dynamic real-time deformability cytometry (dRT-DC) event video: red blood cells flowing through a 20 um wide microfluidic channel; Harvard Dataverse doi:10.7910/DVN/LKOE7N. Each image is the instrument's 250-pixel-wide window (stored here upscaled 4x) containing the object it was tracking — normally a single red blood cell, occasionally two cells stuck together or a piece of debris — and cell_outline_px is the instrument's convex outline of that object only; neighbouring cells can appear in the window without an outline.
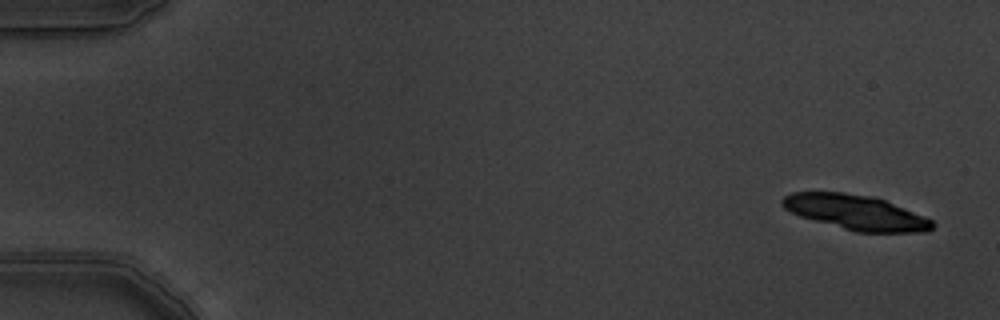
{"species": "common noctule bat (a hibernating species)", "species_latin": "Nyctalus noctula", "temperature_condition": "warm", "stored_images_in_passage": 3, "camera_frame_rate_fps": 3000, "um_per_image_px": 0.085, "animal": {"sex": "male", "body_mass_g": 19.5, "forearm_length_mm": 54.6}, "frame": {"image": 1, "passage_image": 1, "time_ms": 0.0, "image_size_px": [1000, 320], "cell_outline_px": [[936, 224], [928, 232], [856, 232], [800, 216], [784, 208], [780, 204], [780, 200], [784, 196], [792, 192], [844, 192], [872, 196], [884, 200], [924, 216], [932, 220]], "centroid_in_image_um": [72.73, 18.05], "position_along_channel_um": 12.3, "area_um2": 30.35}}